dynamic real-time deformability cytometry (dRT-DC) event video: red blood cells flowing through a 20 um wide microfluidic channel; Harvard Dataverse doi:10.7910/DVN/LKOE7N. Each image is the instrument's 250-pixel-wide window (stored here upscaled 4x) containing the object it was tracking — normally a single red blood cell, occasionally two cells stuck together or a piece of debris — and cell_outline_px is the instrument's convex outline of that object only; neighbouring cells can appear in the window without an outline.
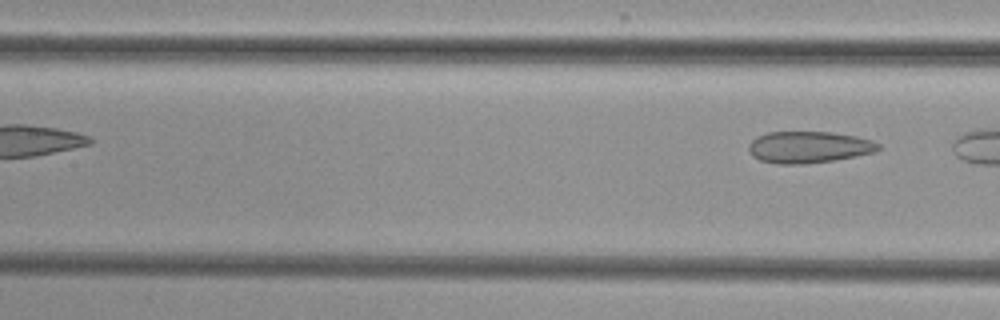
{"species": "common noctule bat (a hibernating species)", "species_latin": "Nyctalus noctula", "temperature_condition": "cold", "stored_images_in_passage": 5, "camera_frame_rate_fps": 3000, "um_per_image_px": 0.085, "animal": {"sex": "female", "body_mass_g": 29.2, "forearm_length_mm": 56.3}, "frame": {"image": 1, "passage_image": 5, "time_ms": 4.667, "image_size_px": [1000, 320], "cell_outline_px": [[880, 148], [876, 152], [856, 156], [832, 160], [804, 164], [776, 164], [760, 160], [752, 156], [748, 152], [748, 144], [756, 136], [768, 132], [832, 132], [856, 136], [872, 140], [880, 144]], "centroid_in_image_um": [68.72, 12.5], "position_along_channel_um": 138.7, "area_um2": 24.1}}